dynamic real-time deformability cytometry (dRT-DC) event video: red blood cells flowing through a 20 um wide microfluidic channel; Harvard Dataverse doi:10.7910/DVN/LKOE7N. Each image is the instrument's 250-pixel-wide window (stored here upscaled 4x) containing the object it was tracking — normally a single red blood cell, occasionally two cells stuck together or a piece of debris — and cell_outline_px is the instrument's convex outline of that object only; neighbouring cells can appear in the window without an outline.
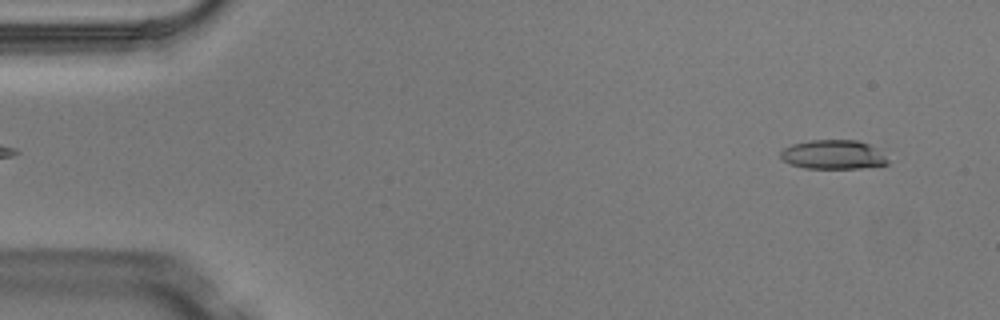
{"species": "Egyptian fruit bat (a non-hibernating species)", "species_latin": "Rousettus aegyptiacus", "temperature_condition": "warm", "stored_images_in_passage": 4, "camera_frame_rate_fps": 3000, "um_per_image_px": 0.085, "animal": {"sex": "male"}, "frame": {"image": 1, "passage_image": 1, "time_ms": 0.0, "image_size_px": [1000, 320], "cell_outline_px": [[888, 164], [860, 168], [804, 168], [792, 164], [784, 160], [780, 156], [780, 152], [784, 148], [792, 144], [808, 140], [856, 140], [868, 144], [884, 156], [888, 160]], "centroid_in_image_um": [70.78, 13.14], "position_along_channel_um": 14.2, "area_um2": 17.92}}